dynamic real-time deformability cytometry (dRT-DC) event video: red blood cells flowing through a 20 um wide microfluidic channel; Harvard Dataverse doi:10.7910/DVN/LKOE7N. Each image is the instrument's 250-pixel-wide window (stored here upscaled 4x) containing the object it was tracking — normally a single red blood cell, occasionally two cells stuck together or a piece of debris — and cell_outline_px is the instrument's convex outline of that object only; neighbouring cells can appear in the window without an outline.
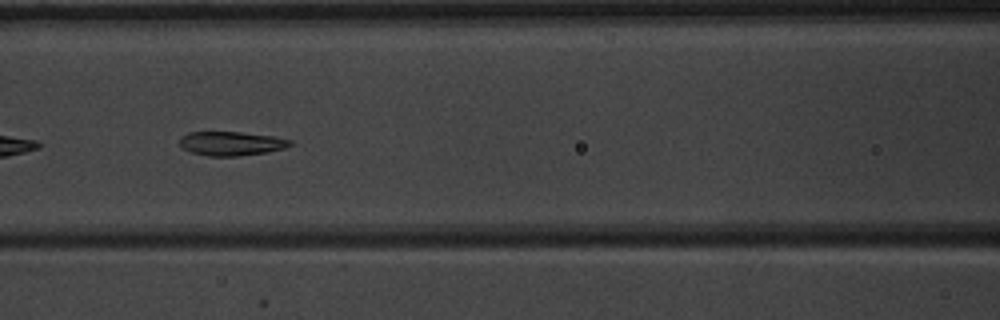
{"species": "common noctule bat (a hibernating species)", "species_latin": "Nyctalus noctula", "temperature_condition": "warm", "stored_images_in_passage": 51, "camera_frame_rate_fps": 3000, "um_per_image_px": 0.085, "animal": {"sex": "male", "body_mass_g": 20.1, "forearm_length_mm": 53.5}, "frame": {"image": 1, "passage_image": 23, "time_ms": 7.333, "image_size_px": [1000, 320], "cell_outline_px": [[292, 144], [284, 148], [268, 152], [240, 156], [208, 156], [192, 152], [180, 148], [180, 136], [188, 132], [240, 132], [272, 136], [292, 140]], "centroid_in_image_um": [19.63, 12.2], "position_along_channel_um": 147.0, "area_um2": 15.55}}
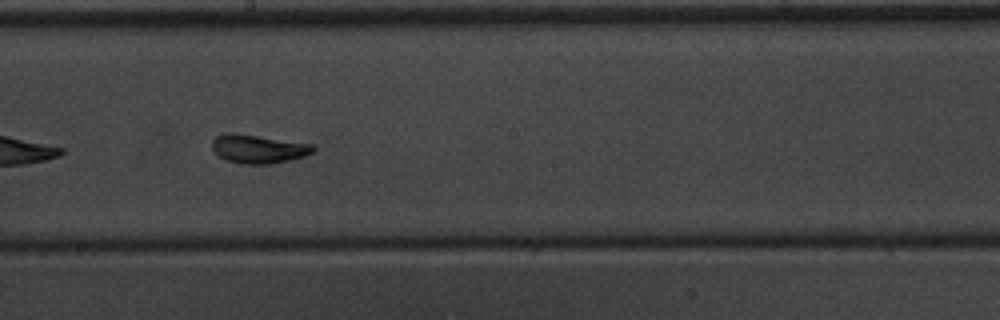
{"frame": {"image": 2, "passage_image": 29, "time_ms": 9.333, "image_size_px": [1000, 320], "cell_outline_px": [[316, 148], [312, 152], [304, 156], [272, 164], [240, 164], [224, 160], [212, 148], [212, 140], [216, 136], [228, 132], [232, 132], [312, 144]], "centroid_in_image_um": [21.92, 12.66], "position_along_channel_um": 226.3, "area_um2": 16.82}}
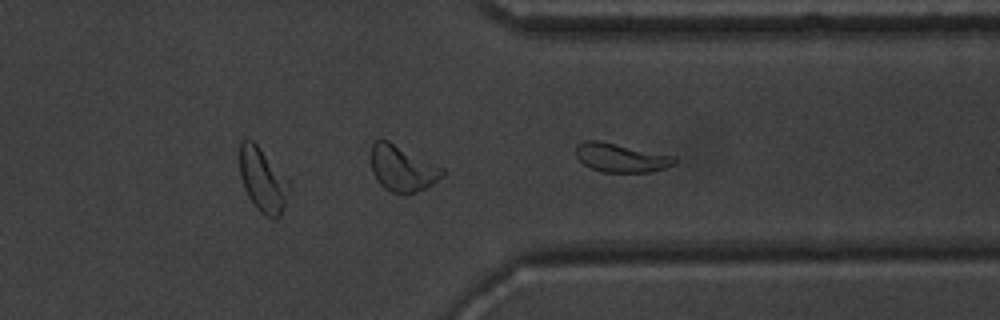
{"frame": {"image": 3, "passage_image": 39, "time_ms": 12.667, "image_size_px": [1000, 320], "cell_outline_px": [[676, 164], [652, 172], [604, 172], [592, 168], [584, 164], [576, 156], [576, 148], [584, 140], [600, 140], [676, 156]], "centroid_in_image_um": [52.82, 13.4], "position_along_channel_um": 358.6, "area_um2": 16.59}, "authors_computed_cell_mechanics": {"area_um2": 17.051, "velocity_mm_per_s": 3.9738, "shape_relaxation_time_tau1_ms": 2.7649, "shape_relaxation_time_tau2_ms": 1.3249, "deformation_change_tau1": 0.1429, "deformation_change_tau2": 0.0704}}